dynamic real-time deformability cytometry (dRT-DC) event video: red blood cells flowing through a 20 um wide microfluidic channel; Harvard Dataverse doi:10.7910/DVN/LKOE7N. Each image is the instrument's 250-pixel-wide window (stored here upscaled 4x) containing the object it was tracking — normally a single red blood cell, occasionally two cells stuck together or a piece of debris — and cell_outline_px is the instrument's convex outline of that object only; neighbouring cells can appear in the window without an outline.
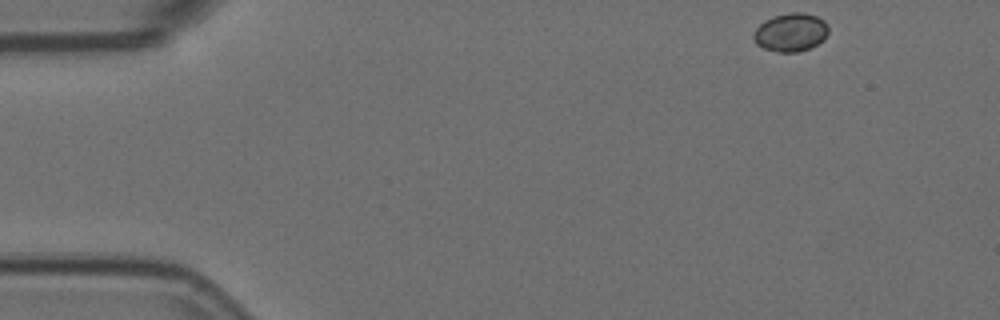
{"species": "Egyptian fruit bat (a non-hibernating species)", "species_latin": "Rousettus aegyptiacus", "temperature_condition": "room temperature", "stored_images_in_passage": 5, "camera_frame_rate_fps": 3000, "um_per_image_px": 0.085, "animal": {"sex": "female"}, "frame": {"image": 1, "passage_image": 1, "time_ms": 0.0, "image_size_px": [1000, 320], "cell_outline_px": [[828, 32], [824, 40], [808, 48], [796, 52], [780, 52], [764, 48], [756, 44], [752, 36], [756, 28], [764, 20], [772, 16], [792, 12], [804, 12], [816, 16], [824, 20], [828, 24]], "centroid_in_image_um": [67.21, 2.73], "position_along_channel_um": 17.8, "area_um2": 16.76}}
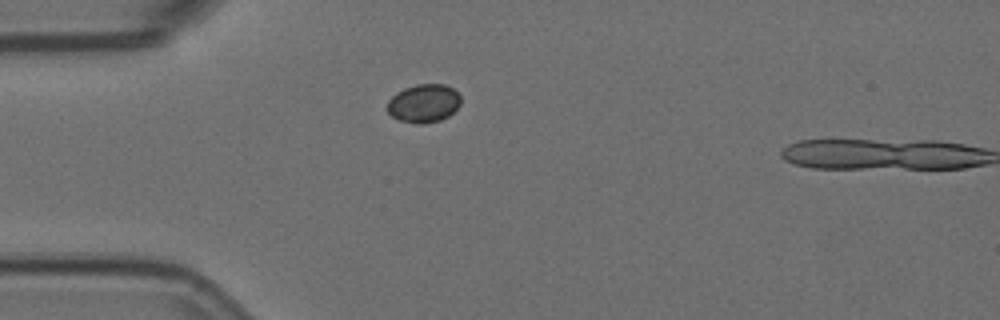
{"frame": {"image": 2, "passage_image": 4, "time_ms": 1.0, "image_size_px": [1000, 320], "cell_outline_px": [[460, 104], [448, 116], [440, 120], [424, 124], [416, 124], [400, 120], [392, 116], [388, 112], [388, 100], [396, 92], [404, 88], [416, 84], [444, 84], [452, 88], [460, 96]], "centroid_in_image_um": [36.0, 8.78], "position_along_channel_um": 49.0, "area_um2": 16.36}}